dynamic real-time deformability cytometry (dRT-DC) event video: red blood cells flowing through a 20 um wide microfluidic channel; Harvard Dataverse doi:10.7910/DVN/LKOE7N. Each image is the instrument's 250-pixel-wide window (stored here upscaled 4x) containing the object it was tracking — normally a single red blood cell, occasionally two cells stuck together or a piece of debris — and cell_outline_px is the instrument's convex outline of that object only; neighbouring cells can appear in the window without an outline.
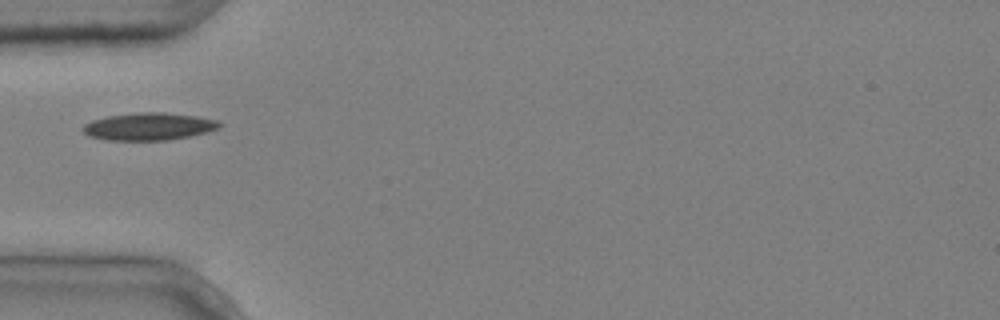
{"species": "common noctule bat (a hibernating species)", "species_latin": "Nyctalus noctula", "temperature_condition": "cold", "stored_images_in_passage": 3, "camera_frame_rate_fps": 3000, "um_per_image_px": 0.085, "animal": {"sex": "male", "body_mass_g": 20.4}, "frame": {"image": 1, "passage_image": 1, "time_ms": 0.0, "image_size_px": [1000, 320], "cell_outline_px": [[220, 128], [208, 132], [168, 140], [108, 140], [88, 136], [80, 128], [84, 124], [92, 120], [108, 116], [136, 112], [164, 112], [196, 116], [220, 120]], "centroid_in_image_um": [12.65, 10.74], "position_along_channel_um": 72.4, "area_um2": 21.96}}